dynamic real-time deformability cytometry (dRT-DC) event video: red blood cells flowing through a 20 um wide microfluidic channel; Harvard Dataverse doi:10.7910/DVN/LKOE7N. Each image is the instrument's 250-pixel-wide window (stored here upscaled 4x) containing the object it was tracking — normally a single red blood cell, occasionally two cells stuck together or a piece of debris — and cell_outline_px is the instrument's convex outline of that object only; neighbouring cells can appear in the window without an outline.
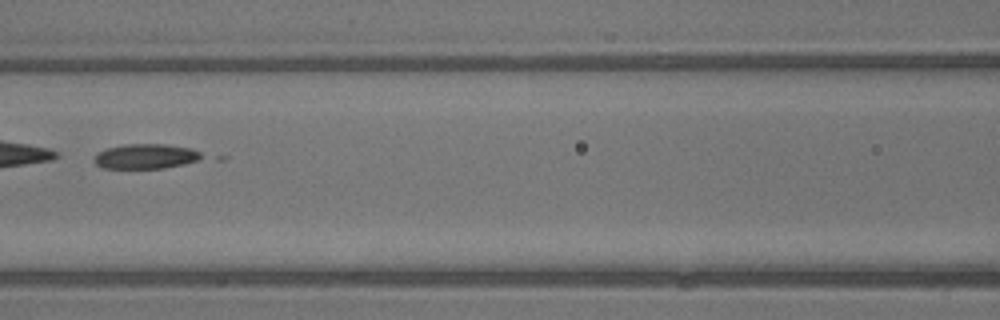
{"species": "common noctule bat (a hibernating species)", "species_latin": "Nyctalus noctula", "temperature_condition": "warm", "stored_images_in_passage": 44, "segment_of_instrument_passage": [2, 2], "camera_frame_rate_fps": 3000, "um_per_image_px": 0.085, "animal": {"sex": "male", "body_mass_g": 13.3}, "frame": {"image": 1, "passage_image": 21, "time_ms": 6.667, "image_size_px": [1000, 320], "cell_outline_px": [[208, 156], [200, 160], [184, 164], [164, 168], [104, 168], [96, 164], [92, 160], [96, 152], [108, 148], [124, 144], [164, 144], [192, 148]], "centroid_in_image_um": [12.42, 13.28], "position_along_channel_um": 154.2, "area_um2": 15.84}}